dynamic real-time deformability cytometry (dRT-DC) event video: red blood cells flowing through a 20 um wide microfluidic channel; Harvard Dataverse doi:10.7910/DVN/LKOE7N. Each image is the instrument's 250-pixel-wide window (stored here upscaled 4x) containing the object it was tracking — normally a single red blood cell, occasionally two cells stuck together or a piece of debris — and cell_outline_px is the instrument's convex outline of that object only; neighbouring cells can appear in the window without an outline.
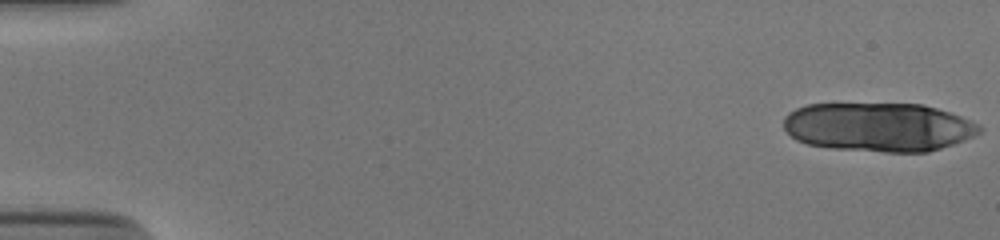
{"species": "human", "species_latin": "Homo sapiens", "temperature_condition": "cold", "stored_images_in_passage": 18, "camera_frame_rate_fps": 3000, "um_per_image_px": 0.085, "donor": {"sex": "male"}, "frame": {"image": 1, "passage_image": 1, "time_ms": 0.0, "image_size_px": [1000, 240], "cell_outline_px": [[984, 128], [980, 132], [964, 140], [928, 152], [884, 152], [828, 148], [808, 144], [796, 140], [784, 128], [784, 116], [788, 112], [796, 108], [808, 104], [924, 104], [972, 120], [980, 124]], "centroid_in_image_um": [74.67, 10.8], "position_along_channel_um": 10.3, "area_um2": 55.95}}